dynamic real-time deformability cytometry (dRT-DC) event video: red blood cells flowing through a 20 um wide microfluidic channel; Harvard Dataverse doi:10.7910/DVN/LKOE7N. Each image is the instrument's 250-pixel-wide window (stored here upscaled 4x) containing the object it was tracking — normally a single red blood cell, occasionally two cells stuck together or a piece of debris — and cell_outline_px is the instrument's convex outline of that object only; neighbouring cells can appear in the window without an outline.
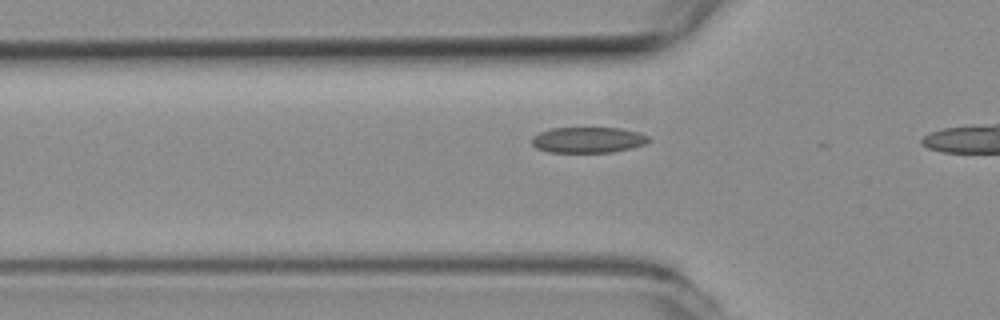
{"species": "common noctule bat (a hibernating species)", "species_latin": "Nyctalus noctula", "temperature_condition": "room temperature", "stored_images_in_passage": 12, "camera_frame_rate_fps": 3000, "um_per_image_px": 0.085, "animal": {"sex": "female", "body_mass_g": 19.3, "forearm_length_mm": 54.1}, "frame": {"image": 1, "passage_image": 6, "time_ms": 1.667, "image_size_px": [1000, 320], "cell_outline_px": [[652, 140], [644, 144], [632, 148], [612, 152], [548, 152], [536, 148], [532, 144], [532, 136], [540, 132], [552, 128], [620, 128], [640, 132], [648, 136]], "centroid_in_image_um": [50.0, 11.89], "position_along_channel_um": 75.8, "area_um2": 17.63}}
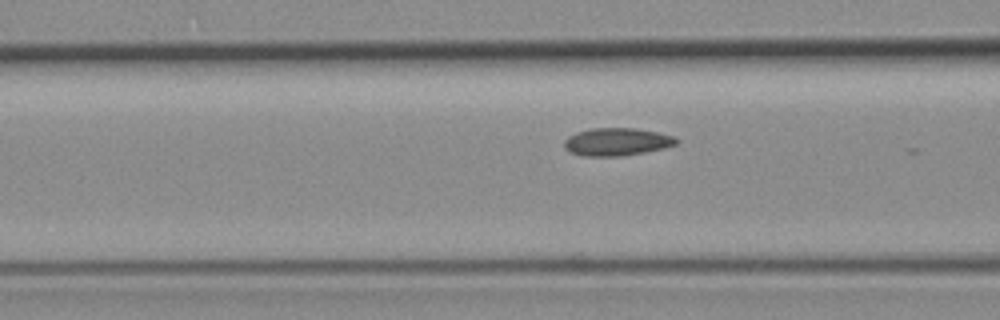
{"frame": {"image": 2, "passage_image": 9, "time_ms": 2.667, "image_size_px": [1000, 320], "cell_outline_px": [[680, 140], [676, 144], [664, 148], [644, 152], [620, 156], [584, 156], [572, 152], [564, 148], [564, 140], [568, 136], [576, 132], [592, 128], [636, 128], [676, 136]], "centroid_in_image_um": [52.44, 12.04], "position_along_channel_um": 114.2, "area_um2": 18.15}}